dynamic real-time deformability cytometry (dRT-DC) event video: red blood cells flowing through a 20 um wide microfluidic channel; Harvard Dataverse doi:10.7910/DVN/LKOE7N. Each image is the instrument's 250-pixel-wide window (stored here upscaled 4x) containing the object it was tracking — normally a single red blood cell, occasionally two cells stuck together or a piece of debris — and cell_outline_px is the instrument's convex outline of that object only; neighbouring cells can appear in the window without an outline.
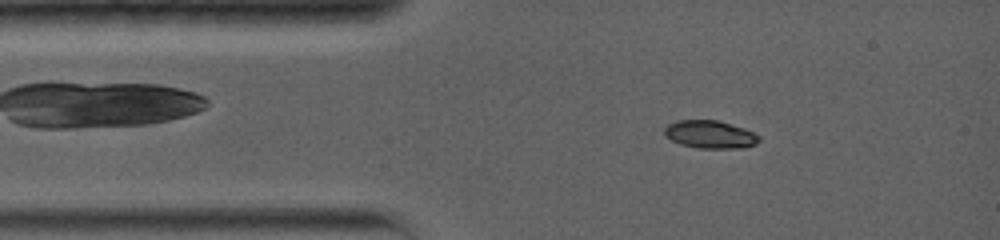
{"species": "common noctule bat (a hibernating species)", "species_latin": "Nyctalus noctula", "temperature_condition": "warm", "stored_images_in_passage": 63, "camera_frame_rate_fps": 5000, "um_per_image_px": 0.085, "animal": {"sex": "female", "body_mass_g": 19.0, "forearm_length_mm": 56.7}, "frame": {"image": 1, "passage_image": 7, "time_ms": 1.6, "image_size_px": [1000, 240], "cell_outline_px": [[760, 140], [756, 144], [744, 148], [696, 148], [680, 144], [664, 136], [664, 128], [668, 124], [676, 120], [716, 120], [744, 128], [760, 136]], "centroid_in_image_um": [60.34, 11.43], "position_along_channel_um": 24.7, "area_um2": 15.43}}
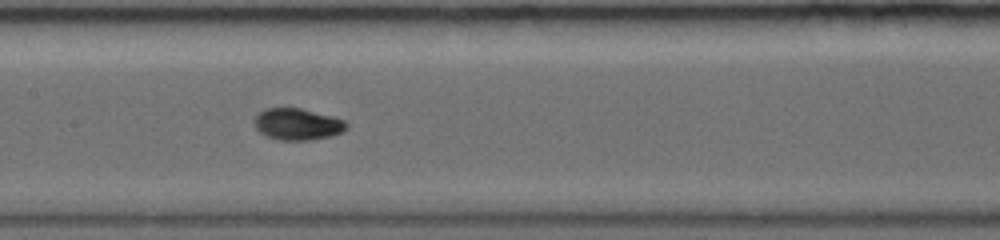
{"frame": {"image": 2, "passage_image": 25, "time_ms": 6.4, "image_size_px": [1000, 240], "cell_outline_px": [[348, 128], [332, 136], [308, 140], [280, 140], [268, 136], [260, 132], [256, 128], [256, 116], [264, 108], [300, 108], [332, 116], [344, 120], [348, 124]], "centroid_in_image_um": [25.32, 10.55], "position_along_channel_um": 182.1, "area_um2": 16.76}}
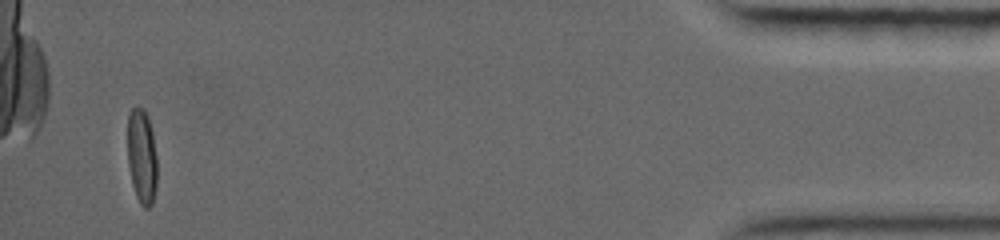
{"frame": {"image": 3, "passage_image": 57, "time_ms": 15.4, "image_size_px": [1000, 240], "cell_outline_px": [[156, 188], [152, 204], [148, 208], [144, 208], [140, 204], [136, 196], [132, 184], [128, 164], [128, 112], [136, 104], [144, 108], [148, 116], [152, 132], [156, 156]], "centroid_in_image_um": [12.05, 13.26], "position_along_channel_um": 423.2, "area_um2": 16.53}, "authors_computed_cell_mechanics": {"area_um2": 16.184, "velocity_mm_per_s": 3.7958, "shape_relaxation_time_tau1_ms": 4.584, "shape_relaxation_time_tau2_ms": null, "deformation_change_tau1": 0.2021, "deformation_change_tau2": null}}